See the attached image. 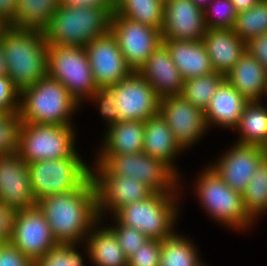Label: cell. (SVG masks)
I'll use <instances>...</instances> for the list:
<instances>
[{"label": "cell", "instance_id": "cell-1", "mask_svg": "<svg viewBox=\"0 0 267 266\" xmlns=\"http://www.w3.org/2000/svg\"><path fill=\"white\" fill-rule=\"evenodd\" d=\"M199 170H196L190 180L184 175L180 178L183 200L186 197L187 201L186 194L192 190L190 192L196 198L197 206H200L204 216L218 225V228L220 226L224 230L243 235L254 231L257 223L248 215L242 194L231 189L209 164H203Z\"/></svg>", "mask_w": 267, "mask_h": 266}, {"label": "cell", "instance_id": "cell-2", "mask_svg": "<svg viewBox=\"0 0 267 266\" xmlns=\"http://www.w3.org/2000/svg\"><path fill=\"white\" fill-rule=\"evenodd\" d=\"M57 244H83L100 220L95 184L90 176L76 190L45 196L37 201Z\"/></svg>", "mask_w": 267, "mask_h": 266}, {"label": "cell", "instance_id": "cell-3", "mask_svg": "<svg viewBox=\"0 0 267 266\" xmlns=\"http://www.w3.org/2000/svg\"><path fill=\"white\" fill-rule=\"evenodd\" d=\"M18 111L22 123L79 125L76 116L81 105L63 84L47 74L20 91Z\"/></svg>", "mask_w": 267, "mask_h": 266}, {"label": "cell", "instance_id": "cell-4", "mask_svg": "<svg viewBox=\"0 0 267 266\" xmlns=\"http://www.w3.org/2000/svg\"><path fill=\"white\" fill-rule=\"evenodd\" d=\"M0 44L7 76L19 91L47 75L48 45L43 32L10 26Z\"/></svg>", "mask_w": 267, "mask_h": 266}, {"label": "cell", "instance_id": "cell-5", "mask_svg": "<svg viewBox=\"0 0 267 266\" xmlns=\"http://www.w3.org/2000/svg\"><path fill=\"white\" fill-rule=\"evenodd\" d=\"M183 203L181 191L154 193L145 200L123 206L113 216L122 225L141 231L148 239L162 241L180 229Z\"/></svg>", "mask_w": 267, "mask_h": 266}, {"label": "cell", "instance_id": "cell-6", "mask_svg": "<svg viewBox=\"0 0 267 266\" xmlns=\"http://www.w3.org/2000/svg\"><path fill=\"white\" fill-rule=\"evenodd\" d=\"M112 12L100 6L60 4L43 31L47 45L85 47L110 32Z\"/></svg>", "mask_w": 267, "mask_h": 266}, {"label": "cell", "instance_id": "cell-7", "mask_svg": "<svg viewBox=\"0 0 267 266\" xmlns=\"http://www.w3.org/2000/svg\"><path fill=\"white\" fill-rule=\"evenodd\" d=\"M91 174H114L139 180L155 193L180 191V177L163 161L143 152L93 155Z\"/></svg>", "mask_w": 267, "mask_h": 266}, {"label": "cell", "instance_id": "cell-8", "mask_svg": "<svg viewBox=\"0 0 267 266\" xmlns=\"http://www.w3.org/2000/svg\"><path fill=\"white\" fill-rule=\"evenodd\" d=\"M76 126L22 123L18 155L27 164L72 157L81 151L78 146L80 135Z\"/></svg>", "mask_w": 267, "mask_h": 266}, {"label": "cell", "instance_id": "cell-9", "mask_svg": "<svg viewBox=\"0 0 267 266\" xmlns=\"http://www.w3.org/2000/svg\"><path fill=\"white\" fill-rule=\"evenodd\" d=\"M83 152L78 151L69 158L28 164L32 192L37 201L48 195L76 190L91 176L92 160L86 159Z\"/></svg>", "mask_w": 267, "mask_h": 266}, {"label": "cell", "instance_id": "cell-10", "mask_svg": "<svg viewBox=\"0 0 267 266\" xmlns=\"http://www.w3.org/2000/svg\"><path fill=\"white\" fill-rule=\"evenodd\" d=\"M47 74L82 106L98 90L85 47L48 45Z\"/></svg>", "mask_w": 267, "mask_h": 266}, {"label": "cell", "instance_id": "cell-11", "mask_svg": "<svg viewBox=\"0 0 267 266\" xmlns=\"http://www.w3.org/2000/svg\"><path fill=\"white\" fill-rule=\"evenodd\" d=\"M159 113L170 127L177 144L186 153L198 148L197 145L200 146V142L206 140L211 133L204 111L193 106L181 95L160 99Z\"/></svg>", "mask_w": 267, "mask_h": 266}, {"label": "cell", "instance_id": "cell-12", "mask_svg": "<svg viewBox=\"0 0 267 266\" xmlns=\"http://www.w3.org/2000/svg\"><path fill=\"white\" fill-rule=\"evenodd\" d=\"M110 32L132 71H138L162 44L160 30L117 14L111 16Z\"/></svg>", "mask_w": 267, "mask_h": 266}, {"label": "cell", "instance_id": "cell-13", "mask_svg": "<svg viewBox=\"0 0 267 266\" xmlns=\"http://www.w3.org/2000/svg\"><path fill=\"white\" fill-rule=\"evenodd\" d=\"M227 146V147H226ZM208 161L222 180L236 192L243 194L261 161L267 156L264 148L241 145L233 141Z\"/></svg>", "mask_w": 267, "mask_h": 266}, {"label": "cell", "instance_id": "cell-14", "mask_svg": "<svg viewBox=\"0 0 267 266\" xmlns=\"http://www.w3.org/2000/svg\"><path fill=\"white\" fill-rule=\"evenodd\" d=\"M109 88L114 93L119 121L145 122L149 117L159 113L160 98L138 71H132L126 78Z\"/></svg>", "mask_w": 267, "mask_h": 266}, {"label": "cell", "instance_id": "cell-15", "mask_svg": "<svg viewBox=\"0 0 267 266\" xmlns=\"http://www.w3.org/2000/svg\"><path fill=\"white\" fill-rule=\"evenodd\" d=\"M10 242L34 263L58 245L37 206L17 210Z\"/></svg>", "mask_w": 267, "mask_h": 266}, {"label": "cell", "instance_id": "cell-16", "mask_svg": "<svg viewBox=\"0 0 267 266\" xmlns=\"http://www.w3.org/2000/svg\"><path fill=\"white\" fill-rule=\"evenodd\" d=\"M91 177L95 184L100 219L113 216L123 206L145 200L155 193L131 176L127 178L114 174H91Z\"/></svg>", "mask_w": 267, "mask_h": 266}, {"label": "cell", "instance_id": "cell-17", "mask_svg": "<svg viewBox=\"0 0 267 266\" xmlns=\"http://www.w3.org/2000/svg\"><path fill=\"white\" fill-rule=\"evenodd\" d=\"M85 50L98 88L114 86L132 72L111 32L92 40Z\"/></svg>", "mask_w": 267, "mask_h": 266}, {"label": "cell", "instance_id": "cell-18", "mask_svg": "<svg viewBox=\"0 0 267 266\" xmlns=\"http://www.w3.org/2000/svg\"><path fill=\"white\" fill-rule=\"evenodd\" d=\"M0 201L16 210L37 205L29 165L18 154L0 156Z\"/></svg>", "mask_w": 267, "mask_h": 266}, {"label": "cell", "instance_id": "cell-19", "mask_svg": "<svg viewBox=\"0 0 267 266\" xmlns=\"http://www.w3.org/2000/svg\"><path fill=\"white\" fill-rule=\"evenodd\" d=\"M207 30L203 9L191 0H169L164 3L162 39L202 40Z\"/></svg>", "mask_w": 267, "mask_h": 266}, {"label": "cell", "instance_id": "cell-20", "mask_svg": "<svg viewBox=\"0 0 267 266\" xmlns=\"http://www.w3.org/2000/svg\"><path fill=\"white\" fill-rule=\"evenodd\" d=\"M143 153L163 161L167 164L180 178L183 174L180 158L187 156L181 147L177 144L172 131L160 113L149 117L145 121L143 136ZM183 155V156H182ZM181 156V157H180ZM179 159V160H178ZM179 164V165H178ZM181 168V169H180Z\"/></svg>", "mask_w": 267, "mask_h": 266}, {"label": "cell", "instance_id": "cell-21", "mask_svg": "<svg viewBox=\"0 0 267 266\" xmlns=\"http://www.w3.org/2000/svg\"><path fill=\"white\" fill-rule=\"evenodd\" d=\"M247 103L248 100L224 80L204 111L208 129L213 132L217 127L218 131L226 130L231 134L238 126Z\"/></svg>", "mask_w": 267, "mask_h": 266}, {"label": "cell", "instance_id": "cell-22", "mask_svg": "<svg viewBox=\"0 0 267 266\" xmlns=\"http://www.w3.org/2000/svg\"><path fill=\"white\" fill-rule=\"evenodd\" d=\"M138 72L153 87L160 99L180 95L182 92L184 80L163 43L157 47Z\"/></svg>", "mask_w": 267, "mask_h": 266}, {"label": "cell", "instance_id": "cell-23", "mask_svg": "<svg viewBox=\"0 0 267 266\" xmlns=\"http://www.w3.org/2000/svg\"><path fill=\"white\" fill-rule=\"evenodd\" d=\"M145 122L118 121L101 130L92 155L136 154L143 151ZM99 141V142H98Z\"/></svg>", "mask_w": 267, "mask_h": 266}, {"label": "cell", "instance_id": "cell-24", "mask_svg": "<svg viewBox=\"0 0 267 266\" xmlns=\"http://www.w3.org/2000/svg\"><path fill=\"white\" fill-rule=\"evenodd\" d=\"M202 42L213 70L224 76L246 51V43L232 29H207Z\"/></svg>", "mask_w": 267, "mask_h": 266}, {"label": "cell", "instance_id": "cell-25", "mask_svg": "<svg viewBox=\"0 0 267 266\" xmlns=\"http://www.w3.org/2000/svg\"><path fill=\"white\" fill-rule=\"evenodd\" d=\"M225 80L248 102L263 101L267 88V71L247 50L226 74Z\"/></svg>", "mask_w": 267, "mask_h": 266}, {"label": "cell", "instance_id": "cell-26", "mask_svg": "<svg viewBox=\"0 0 267 266\" xmlns=\"http://www.w3.org/2000/svg\"><path fill=\"white\" fill-rule=\"evenodd\" d=\"M183 80L215 72L202 40L162 39Z\"/></svg>", "mask_w": 267, "mask_h": 266}, {"label": "cell", "instance_id": "cell-27", "mask_svg": "<svg viewBox=\"0 0 267 266\" xmlns=\"http://www.w3.org/2000/svg\"><path fill=\"white\" fill-rule=\"evenodd\" d=\"M90 266H127V258L114 232L100 219L83 243Z\"/></svg>", "mask_w": 267, "mask_h": 266}, {"label": "cell", "instance_id": "cell-28", "mask_svg": "<svg viewBox=\"0 0 267 266\" xmlns=\"http://www.w3.org/2000/svg\"><path fill=\"white\" fill-rule=\"evenodd\" d=\"M236 139L231 141L241 145L265 148L267 145V104L263 101L248 102L234 129Z\"/></svg>", "mask_w": 267, "mask_h": 266}, {"label": "cell", "instance_id": "cell-29", "mask_svg": "<svg viewBox=\"0 0 267 266\" xmlns=\"http://www.w3.org/2000/svg\"><path fill=\"white\" fill-rule=\"evenodd\" d=\"M179 229L171 236L160 241L159 266H206L202 259L201 248L188 234Z\"/></svg>", "mask_w": 267, "mask_h": 266}, {"label": "cell", "instance_id": "cell-30", "mask_svg": "<svg viewBox=\"0 0 267 266\" xmlns=\"http://www.w3.org/2000/svg\"><path fill=\"white\" fill-rule=\"evenodd\" d=\"M60 4L61 0H18L15 19L10 26L43 32Z\"/></svg>", "mask_w": 267, "mask_h": 266}, {"label": "cell", "instance_id": "cell-31", "mask_svg": "<svg viewBox=\"0 0 267 266\" xmlns=\"http://www.w3.org/2000/svg\"><path fill=\"white\" fill-rule=\"evenodd\" d=\"M162 30L164 3L161 0H117L114 13Z\"/></svg>", "mask_w": 267, "mask_h": 266}, {"label": "cell", "instance_id": "cell-32", "mask_svg": "<svg viewBox=\"0 0 267 266\" xmlns=\"http://www.w3.org/2000/svg\"><path fill=\"white\" fill-rule=\"evenodd\" d=\"M242 197L248 215L259 224L267 216V156L261 161Z\"/></svg>", "mask_w": 267, "mask_h": 266}, {"label": "cell", "instance_id": "cell-33", "mask_svg": "<svg viewBox=\"0 0 267 266\" xmlns=\"http://www.w3.org/2000/svg\"><path fill=\"white\" fill-rule=\"evenodd\" d=\"M225 76L213 72L204 76L190 78L184 81L181 96L193 106L205 111Z\"/></svg>", "mask_w": 267, "mask_h": 266}, {"label": "cell", "instance_id": "cell-34", "mask_svg": "<svg viewBox=\"0 0 267 266\" xmlns=\"http://www.w3.org/2000/svg\"><path fill=\"white\" fill-rule=\"evenodd\" d=\"M245 43L267 32V0H259L246 11L237 13L232 29Z\"/></svg>", "mask_w": 267, "mask_h": 266}, {"label": "cell", "instance_id": "cell-35", "mask_svg": "<svg viewBox=\"0 0 267 266\" xmlns=\"http://www.w3.org/2000/svg\"><path fill=\"white\" fill-rule=\"evenodd\" d=\"M87 263L88 252L84 244H58L36 261L35 266H87Z\"/></svg>", "mask_w": 267, "mask_h": 266}, {"label": "cell", "instance_id": "cell-36", "mask_svg": "<svg viewBox=\"0 0 267 266\" xmlns=\"http://www.w3.org/2000/svg\"><path fill=\"white\" fill-rule=\"evenodd\" d=\"M203 14L207 29H233L237 17L231 0H212Z\"/></svg>", "mask_w": 267, "mask_h": 266}, {"label": "cell", "instance_id": "cell-37", "mask_svg": "<svg viewBox=\"0 0 267 266\" xmlns=\"http://www.w3.org/2000/svg\"><path fill=\"white\" fill-rule=\"evenodd\" d=\"M115 103L114 93L109 87L98 88V90L81 106V111L84 109L87 110L88 106H92V109H96L95 111H97V114L102 121H104L102 122L104 126L102 130H105L109 125L119 121L118 109Z\"/></svg>", "mask_w": 267, "mask_h": 266}, {"label": "cell", "instance_id": "cell-38", "mask_svg": "<svg viewBox=\"0 0 267 266\" xmlns=\"http://www.w3.org/2000/svg\"><path fill=\"white\" fill-rule=\"evenodd\" d=\"M21 125L19 111L0 114V156L18 154Z\"/></svg>", "mask_w": 267, "mask_h": 266}, {"label": "cell", "instance_id": "cell-39", "mask_svg": "<svg viewBox=\"0 0 267 266\" xmlns=\"http://www.w3.org/2000/svg\"><path fill=\"white\" fill-rule=\"evenodd\" d=\"M101 220L114 232L127 259L148 240L141 231L122 225L114 216Z\"/></svg>", "mask_w": 267, "mask_h": 266}, {"label": "cell", "instance_id": "cell-40", "mask_svg": "<svg viewBox=\"0 0 267 266\" xmlns=\"http://www.w3.org/2000/svg\"><path fill=\"white\" fill-rule=\"evenodd\" d=\"M160 241L148 239L127 259V266H159Z\"/></svg>", "mask_w": 267, "mask_h": 266}, {"label": "cell", "instance_id": "cell-41", "mask_svg": "<svg viewBox=\"0 0 267 266\" xmlns=\"http://www.w3.org/2000/svg\"><path fill=\"white\" fill-rule=\"evenodd\" d=\"M20 91L7 75L0 76V114L19 110Z\"/></svg>", "mask_w": 267, "mask_h": 266}, {"label": "cell", "instance_id": "cell-42", "mask_svg": "<svg viewBox=\"0 0 267 266\" xmlns=\"http://www.w3.org/2000/svg\"><path fill=\"white\" fill-rule=\"evenodd\" d=\"M0 259L2 266H35V263L11 242L0 245Z\"/></svg>", "mask_w": 267, "mask_h": 266}, {"label": "cell", "instance_id": "cell-43", "mask_svg": "<svg viewBox=\"0 0 267 266\" xmlns=\"http://www.w3.org/2000/svg\"><path fill=\"white\" fill-rule=\"evenodd\" d=\"M16 212L15 208L0 201V245L11 241Z\"/></svg>", "mask_w": 267, "mask_h": 266}, {"label": "cell", "instance_id": "cell-44", "mask_svg": "<svg viewBox=\"0 0 267 266\" xmlns=\"http://www.w3.org/2000/svg\"><path fill=\"white\" fill-rule=\"evenodd\" d=\"M246 50L253 55L267 71V32L261 33L246 42Z\"/></svg>", "mask_w": 267, "mask_h": 266}, {"label": "cell", "instance_id": "cell-45", "mask_svg": "<svg viewBox=\"0 0 267 266\" xmlns=\"http://www.w3.org/2000/svg\"><path fill=\"white\" fill-rule=\"evenodd\" d=\"M117 0H61V4L82 7V6H100L108 8L112 13L116 6Z\"/></svg>", "mask_w": 267, "mask_h": 266}, {"label": "cell", "instance_id": "cell-46", "mask_svg": "<svg viewBox=\"0 0 267 266\" xmlns=\"http://www.w3.org/2000/svg\"><path fill=\"white\" fill-rule=\"evenodd\" d=\"M18 0H0V17L11 24L15 19Z\"/></svg>", "mask_w": 267, "mask_h": 266}, {"label": "cell", "instance_id": "cell-47", "mask_svg": "<svg viewBox=\"0 0 267 266\" xmlns=\"http://www.w3.org/2000/svg\"><path fill=\"white\" fill-rule=\"evenodd\" d=\"M259 0H231L237 13L246 11L254 6Z\"/></svg>", "mask_w": 267, "mask_h": 266}, {"label": "cell", "instance_id": "cell-48", "mask_svg": "<svg viewBox=\"0 0 267 266\" xmlns=\"http://www.w3.org/2000/svg\"><path fill=\"white\" fill-rule=\"evenodd\" d=\"M7 75V69L5 65V57L2 50V46L0 44V76Z\"/></svg>", "mask_w": 267, "mask_h": 266}, {"label": "cell", "instance_id": "cell-49", "mask_svg": "<svg viewBox=\"0 0 267 266\" xmlns=\"http://www.w3.org/2000/svg\"><path fill=\"white\" fill-rule=\"evenodd\" d=\"M10 27V24L0 17V40L2 39L6 30Z\"/></svg>", "mask_w": 267, "mask_h": 266}, {"label": "cell", "instance_id": "cell-50", "mask_svg": "<svg viewBox=\"0 0 267 266\" xmlns=\"http://www.w3.org/2000/svg\"><path fill=\"white\" fill-rule=\"evenodd\" d=\"M197 7L201 9H205L211 2L212 0H191Z\"/></svg>", "mask_w": 267, "mask_h": 266}, {"label": "cell", "instance_id": "cell-51", "mask_svg": "<svg viewBox=\"0 0 267 266\" xmlns=\"http://www.w3.org/2000/svg\"><path fill=\"white\" fill-rule=\"evenodd\" d=\"M263 102H265L267 104V88H266V92H265V95H264Z\"/></svg>", "mask_w": 267, "mask_h": 266}, {"label": "cell", "instance_id": "cell-52", "mask_svg": "<svg viewBox=\"0 0 267 266\" xmlns=\"http://www.w3.org/2000/svg\"><path fill=\"white\" fill-rule=\"evenodd\" d=\"M264 151H265V153L267 155V145L265 146Z\"/></svg>", "mask_w": 267, "mask_h": 266}, {"label": "cell", "instance_id": "cell-53", "mask_svg": "<svg viewBox=\"0 0 267 266\" xmlns=\"http://www.w3.org/2000/svg\"><path fill=\"white\" fill-rule=\"evenodd\" d=\"M163 3H166L167 1H169V0H161Z\"/></svg>", "mask_w": 267, "mask_h": 266}]
</instances>
